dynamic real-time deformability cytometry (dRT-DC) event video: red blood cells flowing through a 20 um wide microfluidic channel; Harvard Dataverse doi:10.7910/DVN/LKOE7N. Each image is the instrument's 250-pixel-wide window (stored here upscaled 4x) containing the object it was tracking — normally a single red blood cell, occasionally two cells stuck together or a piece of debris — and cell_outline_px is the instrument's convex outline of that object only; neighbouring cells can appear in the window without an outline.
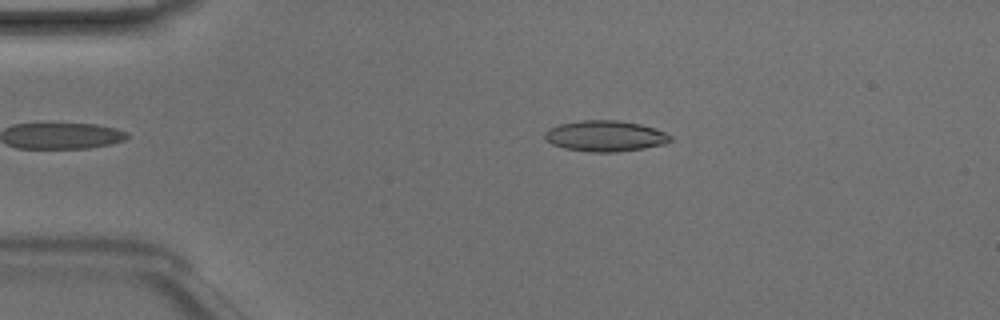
{"species": "Egyptian fruit bat (a non-hibernating species)", "species_latin": "Rousettus aegyptiacus", "temperature_condition": "room temperature", "stored_images_in_passage": 40, "camera_frame_rate_fps": 3000, "um_per_image_px": 0.085, "animal": {"sex": "male"}, "frame": {"image": 1, "passage_image": 7, "time_ms": 2.0, "image_size_px": [1000, 320], "cell_outline_px": [[672, 140], [664, 144], [644, 148], [616, 152], [588, 152], [564, 148], [552, 144], [544, 136], [544, 132], [548, 128], [560, 124], [580, 120], [620, 120], [640, 124], [656, 128], [672, 136]], "centroid_in_image_um": [51.45, 11.56], "position_along_channel_um": 33.6, "area_um2": 22.72}}
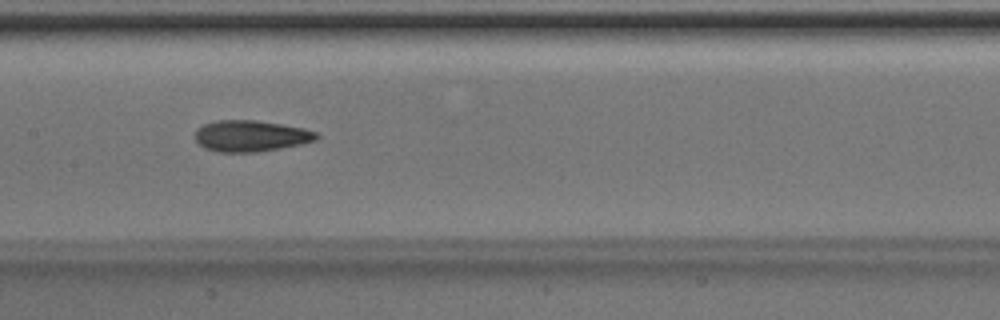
{"frame": {"image": 2, "passage_image": 21, "time_ms": 6.667, "image_size_px": [1000, 320], "cell_outline_px": [[320, 136], [316, 140], [300, 144], [280, 148], [256, 152], [216, 152], [204, 148], [196, 140], [196, 128], [204, 124], [216, 120], [256, 120], [304, 128], [316, 132]], "centroid_in_image_um": [21.3, 11.55], "position_along_channel_um": 186.1, "area_um2": 22.08}}
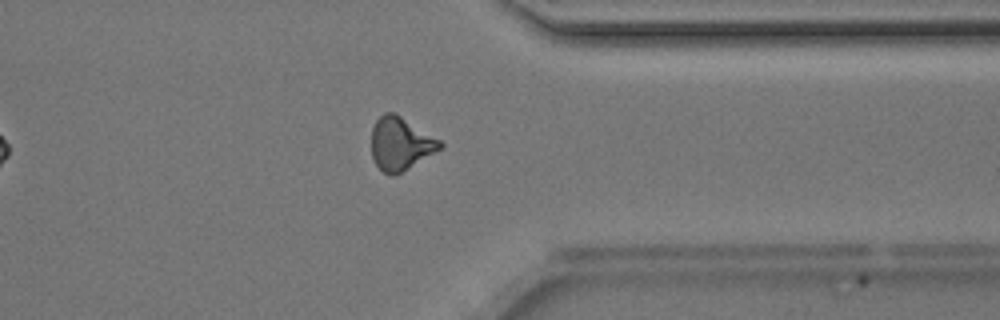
{"frame": {"image": 3, "passage_image": 35, "time_ms": 11.333, "image_size_px": [1000, 320], "cell_outline_px": [[444, 144], [440, 148], [400, 172], [392, 176], [388, 176], [376, 164], [372, 156], [372, 128], [376, 120], [384, 112], [396, 112], [440, 140]], "centroid_in_image_um": [34.01, 12.17], "position_along_channel_um": 377.4, "area_um2": 20.81}, "authors_computed_cell_mechanics": {"area_um2": 21.8195, "velocity_mm_per_s": 4.2147, "shape_relaxation_time_tau1_ms": 4.7511, "shape_relaxation_time_tau2_ms": 3.2933, "deformation_change_tau1": 0.1402, "deformation_change_tau2": 0.1141}}